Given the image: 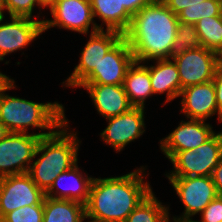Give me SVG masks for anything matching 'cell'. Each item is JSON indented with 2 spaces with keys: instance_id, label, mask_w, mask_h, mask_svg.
<instances>
[{
  "instance_id": "74e56055",
  "label": "cell",
  "mask_w": 222,
  "mask_h": 222,
  "mask_svg": "<svg viewBox=\"0 0 222 222\" xmlns=\"http://www.w3.org/2000/svg\"><path fill=\"white\" fill-rule=\"evenodd\" d=\"M172 220L173 222H194L193 220L192 221H183V220H176V219H172ZM168 222H170V219Z\"/></svg>"
},
{
  "instance_id": "d4e9b609",
  "label": "cell",
  "mask_w": 222,
  "mask_h": 222,
  "mask_svg": "<svg viewBox=\"0 0 222 222\" xmlns=\"http://www.w3.org/2000/svg\"><path fill=\"white\" fill-rule=\"evenodd\" d=\"M202 47L196 25L192 23L180 22L177 26L176 38L170 49V58L181 53H185L189 49Z\"/></svg>"
},
{
  "instance_id": "8d00e7d4",
  "label": "cell",
  "mask_w": 222,
  "mask_h": 222,
  "mask_svg": "<svg viewBox=\"0 0 222 222\" xmlns=\"http://www.w3.org/2000/svg\"><path fill=\"white\" fill-rule=\"evenodd\" d=\"M8 76H6L5 74L0 72V84L7 78Z\"/></svg>"
},
{
  "instance_id": "484cf974",
  "label": "cell",
  "mask_w": 222,
  "mask_h": 222,
  "mask_svg": "<svg viewBox=\"0 0 222 222\" xmlns=\"http://www.w3.org/2000/svg\"><path fill=\"white\" fill-rule=\"evenodd\" d=\"M177 16L180 22L196 24L204 17L222 16V4L220 0H205L200 5L187 6Z\"/></svg>"
},
{
  "instance_id": "f1b7e54d",
  "label": "cell",
  "mask_w": 222,
  "mask_h": 222,
  "mask_svg": "<svg viewBox=\"0 0 222 222\" xmlns=\"http://www.w3.org/2000/svg\"><path fill=\"white\" fill-rule=\"evenodd\" d=\"M200 214L202 220L194 222H222V197L213 199Z\"/></svg>"
},
{
  "instance_id": "83f0119b",
  "label": "cell",
  "mask_w": 222,
  "mask_h": 222,
  "mask_svg": "<svg viewBox=\"0 0 222 222\" xmlns=\"http://www.w3.org/2000/svg\"><path fill=\"white\" fill-rule=\"evenodd\" d=\"M6 11L9 16L30 17L33 18L35 5H39L38 0H4Z\"/></svg>"
},
{
  "instance_id": "f546056e",
  "label": "cell",
  "mask_w": 222,
  "mask_h": 222,
  "mask_svg": "<svg viewBox=\"0 0 222 222\" xmlns=\"http://www.w3.org/2000/svg\"><path fill=\"white\" fill-rule=\"evenodd\" d=\"M215 97L219 111V122H222V63H219L213 77Z\"/></svg>"
},
{
  "instance_id": "7402d4cb",
  "label": "cell",
  "mask_w": 222,
  "mask_h": 222,
  "mask_svg": "<svg viewBox=\"0 0 222 222\" xmlns=\"http://www.w3.org/2000/svg\"><path fill=\"white\" fill-rule=\"evenodd\" d=\"M43 222H83L85 205L74 200L53 199L45 196Z\"/></svg>"
},
{
  "instance_id": "8992f818",
  "label": "cell",
  "mask_w": 222,
  "mask_h": 222,
  "mask_svg": "<svg viewBox=\"0 0 222 222\" xmlns=\"http://www.w3.org/2000/svg\"><path fill=\"white\" fill-rule=\"evenodd\" d=\"M53 133H8L0 140V178L28 173L41 137Z\"/></svg>"
},
{
  "instance_id": "7a4b0ae2",
  "label": "cell",
  "mask_w": 222,
  "mask_h": 222,
  "mask_svg": "<svg viewBox=\"0 0 222 222\" xmlns=\"http://www.w3.org/2000/svg\"><path fill=\"white\" fill-rule=\"evenodd\" d=\"M178 23V16L161 0H154L136 13L123 34L134 60L146 63L153 59H169Z\"/></svg>"
},
{
  "instance_id": "5bb4252c",
  "label": "cell",
  "mask_w": 222,
  "mask_h": 222,
  "mask_svg": "<svg viewBox=\"0 0 222 222\" xmlns=\"http://www.w3.org/2000/svg\"><path fill=\"white\" fill-rule=\"evenodd\" d=\"M9 23L0 24V61L5 55L27 47L44 32V20L11 16ZM3 19H0V23Z\"/></svg>"
},
{
  "instance_id": "603a6c76",
  "label": "cell",
  "mask_w": 222,
  "mask_h": 222,
  "mask_svg": "<svg viewBox=\"0 0 222 222\" xmlns=\"http://www.w3.org/2000/svg\"><path fill=\"white\" fill-rule=\"evenodd\" d=\"M169 208L156 198L153 191L129 214L125 222H168Z\"/></svg>"
},
{
  "instance_id": "52a82bcc",
  "label": "cell",
  "mask_w": 222,
  "mask_h": 222,
  "mask_svg": "<svg viewBox=\"0 0 222 222\" xmlns=\"http://www.w3.org/2000/svg\"><path fill=\"white\" fill-rule=\"evenodd\" d=\"M167 178L185 206L183 215L173 219L192 221V216L201 213L218 196L211 176Z\"/></svg>"
},
{
  "instance_id": "1f68e13d",
  "label": "cell",
  "mask_w": 222,
  "mask_h": 222,
  "mask_svg": "<svg viewBox=\"0 0 222 222\" xmlns=\"http://www.w3.org/2000/svg\"><path fill=\"white\" fill-rule=\"evenodd\" d=\"M154 0H120V5H123L126 11L133 17L142 8L151 4Z\"/></svg>"
},
{
  "instance_id": "4dcf8cb0",
  "label": "cell",
  "mask_w": 222,
  "mask_h": 222,
  "mask_svg": "<svg viewBox=\"0 0 222 222\" xmlns=\"http://www.w3.org/2000/svg\"><path fill=\"white\" fill-rule=\"evenodd\" d=\"M205 0H162V2L175 14L178 15L187 6L202 4Z\"/></svg>"
},
{
  "instance_id": "e575fe53",
  "label": "cell",
  "mask_w": 222,
  "mask_h": 222,
  "mask_svg": "<svg viewBox=\"0 0 222 222\" xmlns=\"http://www.w3.org/2000/svg\"><path fill=\"white\" fill-rule=\"evenodd\" d=\"M8 133L9 131L7 128L0 122V140H2Z\"/></svg>"
},
{
  "instance_id": "d6986e66",
  "label": "cell",
  "mask_w": 222,
  "mask_h": 222,
  "mask_svg": "<svg viewBox=\"0 0 222 222\" xmlns=\"http://www.w3.org/2000/svg\"><path fill=\"white\" fill-rule=\"evenodd\" d=\"M155 65L147 66L150 73L151 88L153 94L166 92L165 103L179 97L181 82L176 63L172 58L158 59Z\"/></svg>"
},
{
  "instance_id": "44dd1931",
  "label": "cell",
  "mask_w": 222,
  "mask_h": 222,
  "mask_svg": "<svg viewBox=\"0 0 222 222\" xmlns=\"http://www.w3.org/2000/svg\"><path fill=\"white\" fill-rule=\"evenodd\" d=\"M90 3L94 18L98 16L106 30L124 34L130 27L132 16L120 5V0H90Z\"/></svg>"
},
{
  "instance_id": "e0dca14e",
  "label": "cell",
  "mask_w": 222,
  "mask_h": 222,
  "mask_svg": "<svg viewBox=\"0 0 222 222\" xmlns=\"http://www.w3.org/2000/svg\"><path fill=\"white\" fill-rule=\"evenodd\" d=\"M88 91L96 110L105 119L128 112L130 104L123 85L111 84H79Z\"/></svg>"
},
{
  "instance_id": "30bf717a",
  "label": "cell",
  "mask_w": 222,
  "mask_h": 222,
  "mask_svg": "<svg viewBox=\"0 0 222 222\" xmlns=\"http://www.w3.org/2000/svg\"><path fill=\"white\" fill-rule=\"evenodd\" d=\"M177 65L181 90L213 80L215 70L218 66V53L200 47L189 49L172 58Z\"/></svg>"
},
{
  "instance_id": "cb8c5ba5",
  "label": "cell",
  "mask_w": 222,
  "mask_h": 222,
  "mask_svg": "<svg viewBox=\"0 0 222 222\" xmlns=\"http://www.w3.org/2000/svg\"><path fill=\"white\" fill-rule=\"evenodd\" d=\"M195 25L201 45L219 54L222 50V16L204 17Z\"/></svg>"
},
{
  "instance_id": "ab89813d",
  "label": "cell",
  "mask_w": 222,
  "mask_h": 222,
  "mask_svg": "<svg viewBox=\"0 0 222 222\" xmlns=\"http://www.w3.org/2000/svg\"><path fill=\"white\" fill-rule=\"evenodd\" d=\"M88 222H109V221H100V220L91 219V221H88Z\"/></svg>"
},
{
  "instance_id": "9c48e42d",
  "label": "cell",
  "mask_w": 222,
  "mask_h": 222,
  "mask_svg": "<svg viewBox=\"0 0 222 222\" xmlns=\"http://www.w3.org/2000/svg\"><path fill=\"white\" fill-rule=\"evenodd\" d=\"M45 192L28 173L0 178V220L20 207L44 204Z\"/></svg>"
},
{
  "instance_id": "6da1fadb",
  "label": "cell",
  "mask_w": 222,
  "mask_h": 222,
  "mask_svg": "<svg viewBox=\"0 0 222 222\" xmlns=\"http://www.w3.org/2000/svg\"><path fill=\"white\" fill-rule=\"evenodd\" d=\"M145 167L118 177L94 178L85 204L86 219L125 222L129 214L151 192L144 182Z\"/></svg>"
},
{
  "instance_id": "9a60e30c",
  "label": "cell",
  "mask_w": 222,
  "mask_h": 222,
  "mask_svg": "<svg viewBox=\"0 0 222 222\" xmlns=\"http://www.w3.org/2000/svg\"><path fill=\"white\" fill-rule=\"evenodd\" d=\"M212 128L205 120L181 121L173 132L160 140V149L170 159L178 151L192 150L202 145L215 133Z\"/></svg>"
},
{
  "instance_id": "d6a6232c",
  "label": "cell",
  "mask_w": 222,
  "mask_h": 222,
  "mask_svg": "<svg viewBox=\"0 0 222 222\" xmlns=\"http://www.w3.org/2000/svg\"><path fill=\"white\" fill-rule=\"evenodd\" d=\"M211 178L216 187L218 196L222 197V158L220 159L218 165L214 168Z\"/></svg>"
},
{
  "instance_id": "d590c367",
  "label": "cell",
  "mask_w": 222,
  "mask_h": 222,
  "mask_svg": "<svg viewBox=\"0 0 222 222\" xmlns=\"http://www.w3.org/2000/svg\"><path fill=\"white\" fill-rule=\"evenodd\" d=\"M4 10L6 11L5 2H4V0H0V19L5 18V16H4L5 11Z\"/></svg>"
},
{
  "instance_id": "f35d334b",
  "label": "cell",
  "mask_w": 222,
  "mask_h": 222,
  "mask_svg": "<svg viewBox=\"0 0 222 222\" xmlns=\"http://www.w3.org/2000/svg\"><path fill=\"white\" fill-rule=\"evenodd\" d=\"M218 56H219V62L222 63V50H221V52L218 54Z\"/></svg>"
},
{
  "instance_id": "7c38bea8",
  "label": "cell",
  "mask_w": 222,
  "mask_h": 222,
  "mask_svg": "<svg viewBox=\"0 0 222 222\" xmlns=\"http://www.w3.org/2000/svg\"><path fill=\"white\" fill-rule=\"evenodd\" d=\"M133 62L132 50L122 37L80 84L123 85L127 69Z\"/></svg>"
},
{
  "instance_id": "4fadbf2b",
  "label": "cell",
  "mask_w": 222,
  "mask_h": 222,
  "mask_svg": "<svg viewBox=\"0 0 222 222\" xmlns=\"http://www.w3.org/2000/svg\"><path fill=\"white\" fill-rule=\"evenodd\" d=\"M144 108L132 107L128 112L107 118L108 126L100 133L101 139L116 152L145 132Z\"/></svg>"
},
{
  "instance_id": "3957f363",
  "label": "cell",
  "mask_w": 222,
  "mask_h": 222,
  "mask_svg": "<svg viewBox=\"0 0 222 222\" xmlns=\"http://www.w3.org/2000/svg\"><path fill=\"white\" fill-rule=\"evenodd\" d=\"M14 83V79L7 77L0 84V122L9 133L28 134V127L55 132L68 120L62 104L36 103L6 94V91L15 89Z\"/></svg>"
},
{
  "instance_id": "836d02e7",
  "label": "cell",
  "mask_w": 222,
  "mask_h": 222,
  "mask_svg": "<svg viewBox=\"0 0 222 222\" xmlns=\"http://www.w3.org/2000/svg\"><path fill=\"white\" fill-rule=\"evenodd\" d=\"M59 0H38L39 5L43 8L49 7V9L51 7H53Z\"/></svg>"
},
{
  "instance_id": "4316f807",
  "label": "cell",
  "mask_w": 222,
  "mask_h": 222,
  "mask_svg": "<svg viewBox=\"0 0 222 222\" xmlns=\"http://www.w3.org/2000/svg\"><path fill=\"white\" fill-rule=\"evenodd\" d=\"M43 204L20 207L7 213L0 222H43Z\"/></svg>"
},
{
  "instance_id": "277c9868",
  "label": "cell",
  "mask_w": 222,
  "mask_h": 222,
  "mask_svg": "<svg viewBox=\"0 0 222 222\" xmlns=\"http://www.w3.org/2000/svg\"><path fill=\"white\" fill-rule=\"evenodd\" d=\"M68 120L53 134L41 137L35 152L40 158L32 162L28 174L35 184L46 192L64 171L78 164L80 140L76 133L68 132ZM60 129V130H59Z\"/></svg>"
},
{
  "instance_id": "5b68a950",
  "label": "cell",
  "mask_w": 222,
  "mask_h": 222,
  "mask_svg": "<svg viewBox=\"0 0 222 222\" xmlns=\"http://www.w3.org/2000/svg\"><path fill=\"white\" fill-rule=\"evenodd\" d=\"M222 158V131L192 150L178 151L169 160L173 171L167 177L211 176Z\"/></svg>"
},
{
  "instance_id": "8fae6325",
  "label": "cell",
  "mask_w": 222,
  "mask_h": 222,
  "mask_svg": "<svg viewBox=\"0 0 222 222\" xmlns=\"http://www.w3.org/2000/svg\"><path fill=\"white\" fill-rule=\"evenodd\" d=\"M123 37L121 32L100 29L90 34V39L81 52L79 64L63 82L67 87H77L98 66L105 54Z\"/></svg>"
},
{
  "instance_id": "2e32d148",
  "label": "cell",
  "mask_w": 222,
  "mask_h": 222,
  "mask_svg": "<svg viewBox=\"0 0 222 222\" xmlns=\"http://www.w3.org/2000/svg\"><path fill=\"white\" fill-rule=\"evenodd\" d=\"M180 96H182L181 113H184L188 119L206 121L208 117L218 113L219 121L213 80L186 87L181 90Z\"/></svg>"
},
{
  "instance_id": "ffe728a7",
  "label": "cell",
  "mask_w": 222,
  "mask_h": 222,
  "mask_svg": "<svg viewBox=\"0 0 222 222\" xmlns=\"http://www.w3.org/2000/svg\"><path fill=\"white\" fill-rule=\"evenodd\" d=\"M123 87L133 107L145 108L146 98L153 96L147 64L135 61L127 69Z\"/></svg>"
},
{
  "instance_id": "ac0fdd59",
  "label": "cell",
  "mask_w": 222,
  "mask_h": 222,
  "mask_svg": "<svg viewBox=\"0 0 222 222\" xmlns=\"http://www.w3.org/2000/svg\"><path fill=\"white\" fill-rule=\"evenodd\" d=\"M70 180V184L61 186L62 181ZM93 177L82 174L78 165L62 172L53 181L51 187L45 192V196L53 199L74 200L87 203ZM56 188V189H55Z\"/></svg>"
},
{
  "instance_id": "ba28073f",
  "label": "cell",
  "mask_w": 222,
  "mask_h": 222,
  "mask_svg": "<svg viewBox=\"0 0 222 222\" xmlns=\"http://www.w3.org/2000/svg\"><path fill=\"white\" fill-rule=\"evenodd\" d=\"M53 20H44V32L59 27L87 35L90 26L96 32L103 29L94 21L90 0H59L50 8Z\"/></svg>"
}]
</instances>
